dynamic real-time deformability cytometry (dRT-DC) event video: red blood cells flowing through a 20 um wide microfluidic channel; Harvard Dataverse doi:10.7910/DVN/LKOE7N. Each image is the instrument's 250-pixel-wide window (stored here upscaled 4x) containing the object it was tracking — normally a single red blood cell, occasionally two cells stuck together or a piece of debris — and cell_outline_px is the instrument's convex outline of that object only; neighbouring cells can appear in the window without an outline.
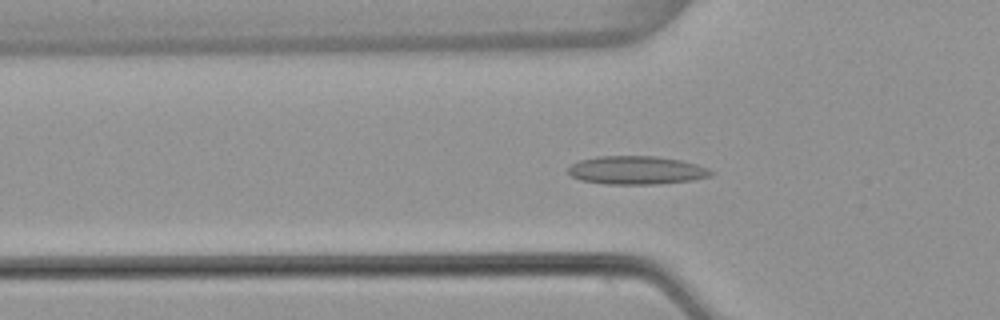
{"species": "common noctule bat (a hibernating species)", "species_latin": "Nyctalus noctula", "temperature_condition": "warm", "stored_images_in_passage": 54, "camera_frame_rate_fps": 3000, "um_per_image_px": 0.085, "animal": {"sex": "female", "body_mass_g": 22.7, "forearm_length_mm": 54.2}, "frame": {"image": 1, "passage_image": 18, "time_ms": 5.667, "image_size_px": [1000, 320], "cell_outline_px": [[716, 172], [712, 176], [692, 180], [656, 184], [604, 184], [580, 180], [572, 176], [568, 172], [568, 168], [572, 164], [580, 160], [600, 156], [656, 156], [680, 160], [696, 164], [708, 168]], "centroid_in_image_um": [54.13, 14.47], "position_along_channel_um": 71.7, "area_um2": 23.64}}
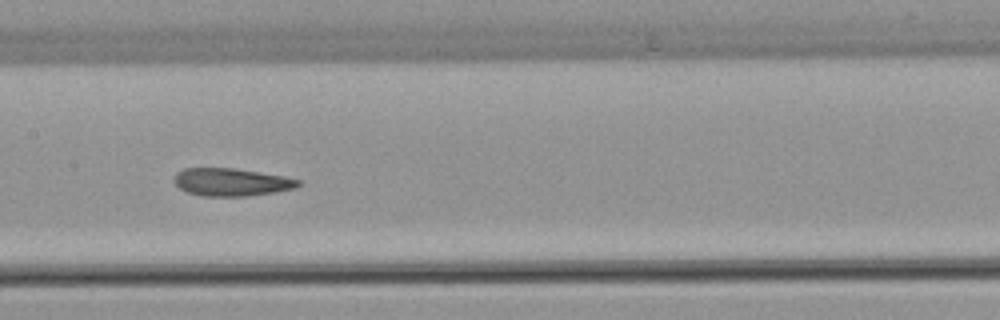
{"frame": {"image": 2, "passage_image": 27, "time_ms": 8.667, "image_size_px": [1000, 320], "cell_outline_px": [[300, 184], [296, 188], [272, 192], [244, 196], [200, 196], [188, 192], [180, 188], [172, 180], [176, 172], [184, 168], [232, 168], [284, 176], [300, 180]], "centroid_in_image_um": [19.62, 15.47], "position_along_channel_um": 187.8, "area_um2": 19.94}}
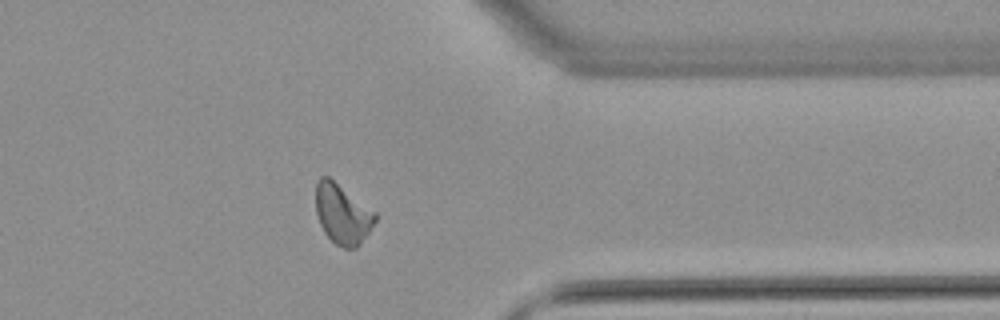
{"frame": {"image": 3, "passage_image": 43, "time_ms": 14.0, "image_size_px": [1000, 320], "cell_outline_px": [[376, 220], [360, 244], [356, 248], [344, 248], [336, 244], [324, 232], [320, 224], [316, 212], [316, 180], [320, 176], [328, 176], [376, 212]], "centroid_in_image_um": [29.09, 18.17], "position_along_channel_um": 382.3, "area_um2": 20.58}, "authors_computed_cell_mechanics": {"area_um2": 20.9525, "velocity_mm_per_s": 3.8534, "shape_relaxation_time_tau1_ms": null, "shape_relaxation_time_tau2_ms": 2.5962, "deformation_change_tau1": null, "deformation_change_tau2": 0.0899}}